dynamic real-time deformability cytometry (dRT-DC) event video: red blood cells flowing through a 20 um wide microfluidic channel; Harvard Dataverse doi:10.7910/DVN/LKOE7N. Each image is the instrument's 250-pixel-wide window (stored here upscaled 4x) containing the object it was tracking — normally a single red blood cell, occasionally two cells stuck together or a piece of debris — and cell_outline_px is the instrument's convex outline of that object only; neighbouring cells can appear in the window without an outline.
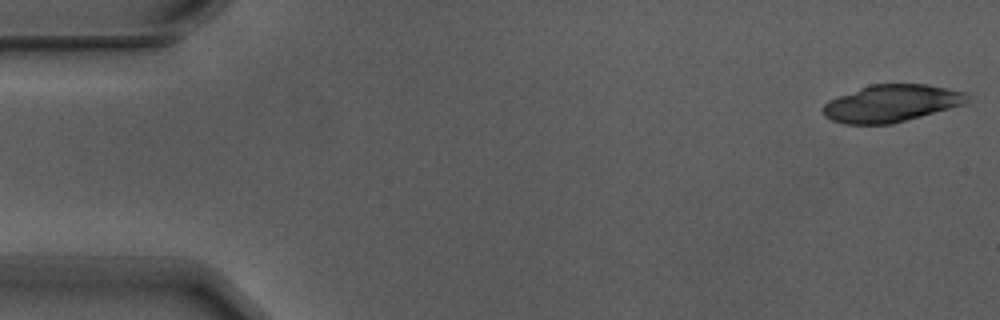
{"species": "Egyptian fruit bat (a non-hibernating species)", "species_latin": "Rousettus aegyptiacus", "temperature_condition": "warm", "stored_images_in_passage": 4, "camera_frame_rate_fps": 3000, "um_per_image_px": 0.085, "animal": {"sex": "male"}, "frame": {"image": 1, "passage_image": 1, "time_ms": 0.0, "image_size_px": [1000, 320], "cell_outline_px": [[968, 100], [964, 104], [892, 124], [844, 124], [832, 120], [824, 116], [820, 108], [828, 100], [860, 88], [872, 84], [928, 84], [964, 92], [968, 96]], "centroid_in_image_um": [75.72, 8.79], "position_along_channel_um": 9.3, "area_um2": 31.1}}